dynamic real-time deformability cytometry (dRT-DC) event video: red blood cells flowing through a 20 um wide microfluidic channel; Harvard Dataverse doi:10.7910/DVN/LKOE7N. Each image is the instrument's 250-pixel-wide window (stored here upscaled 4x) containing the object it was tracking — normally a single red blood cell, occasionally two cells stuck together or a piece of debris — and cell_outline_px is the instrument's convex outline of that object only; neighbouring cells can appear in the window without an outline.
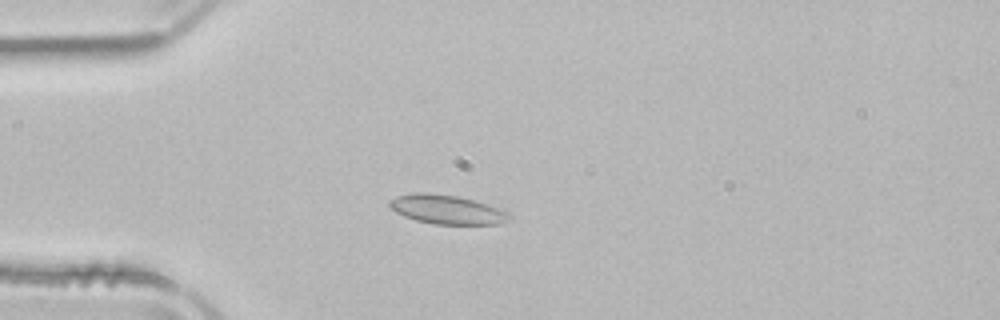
{"species": "common noctule bat (a hibernating species)", "species_latin": "Nyctalus noctula", "temperature_condition": "room temperature", "stored_images_in_passage": 52, "camera_frame_rate_fps": 3000, "um_per_image_px": 0.085, "animal": {"sex": "male", "body_mass_g": 21.5, "forearm_length_mm": 52.0}, "frame": {"image": 1, "passage_image": 14, "time_ms": 4.333, "image_size_px": [1000, 320], "cell_outline_px": [[512, 216], [508, 220], [500, 224], [436, 224], [416, 220], [404, 216], [388, 208], [388, 200], [396, 196], [412, 192], [428, 192], [456, 196], [476, 200], [488, 204], [508, 212]], "centroid_in_image_um": [37.95, 17.79], "position_along_channel_um": 47.1, "area_um2": 20.52}}
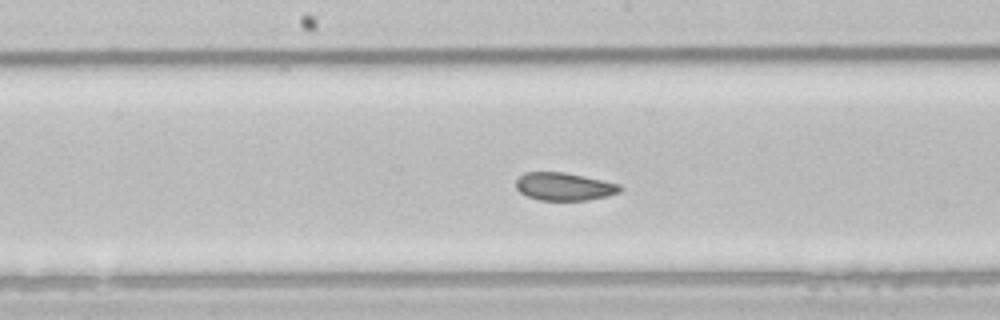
{"frame": {"image": 2, "passage_image": 27, "time_ms": 8.667, "image_size_px": [1000, 320], "cell_outline_px": [[624, 188], [620, 192], [608, 196], [588, 200], [540, 200], [528, 196], [520, 192], [516, 188], [516, 180], [524, 172], [564, 172], [584, 176], [620, 184]], "centroid_in_image_um": [47.98, 15.85], "position_along_channel_um": 200.2, "area_um2": 16.94}}
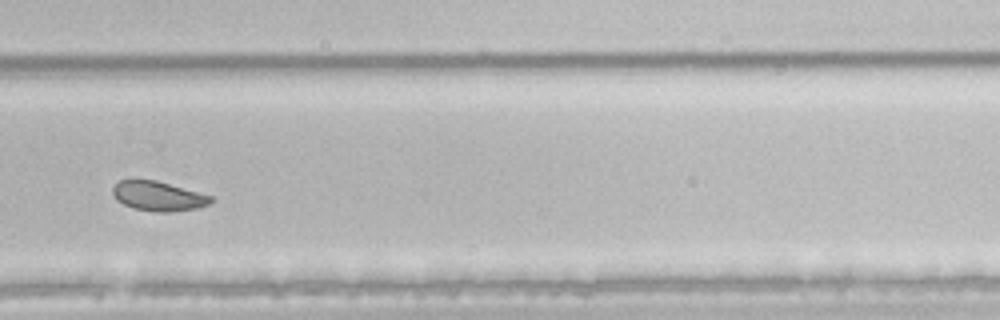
{"frame": {"image": 3, "passage_image": 36, "time_ms": 11.667, "image_size_px": [1000, 320], "cell_outline_px": [[212, 200], [208, 204], [196, 208], [168, 212], [156, 212], [132, 208], [116, 200], [112, 192], [112, 188], [120, 180], [156, 180], [212, 196]], "centroid_in_image_um": [13.42, 16.67], "position_along_channel_um": 316.4, "area_um2": 16.7}, "authors_computed_cell_mechanics": {"area_um2": 19.6231, "velocity_mm_per_s": 3.888, "shape_relaxation_time_tau1_ms": null, "shape_relaxation_time_tau2_ms": 1.619, "deformation_change_tau1": null, "deformation_change_tau2": 0.0392}}